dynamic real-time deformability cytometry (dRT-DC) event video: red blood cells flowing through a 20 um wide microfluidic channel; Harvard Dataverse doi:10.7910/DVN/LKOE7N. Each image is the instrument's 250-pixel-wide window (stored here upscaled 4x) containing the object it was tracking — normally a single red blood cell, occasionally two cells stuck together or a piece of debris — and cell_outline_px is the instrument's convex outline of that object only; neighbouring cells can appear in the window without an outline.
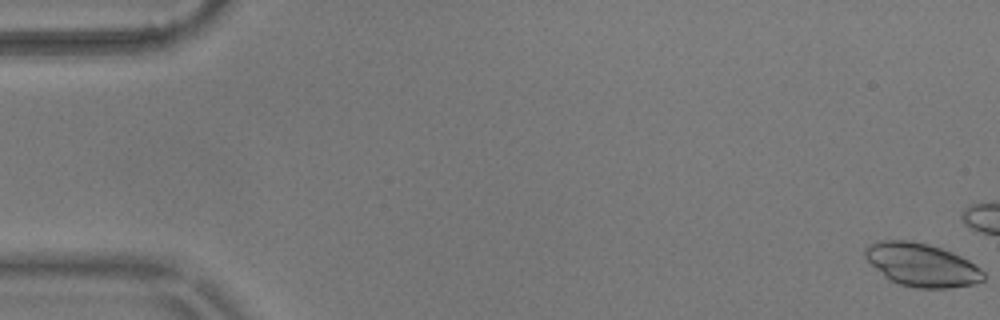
{"species": "common noctule bat (a hibernating species)", "species_latin": "Nyctalus noctula", "temperature_condition": "warm", "stored_images_in_passage": 16, "camera_frame_rate_fps": 3000, "um_per_image_px": 0.085, "animal": {"sex": "male", "body_mass_g": 17.9}, "frame": {"image": 1, "passage_image": 1, "time_ms": 0.0, "image_size_px": [1000, 320], "cell_outline_px": [[984, 280], [976, 284], [948, 288], [916, 288], [900, 284], [888, 280], [864, 256], [864, 248], [880, 240], [908, 240], [928, 244], [952, 252], [968, 260], [980, 268], [984, 272]], "centroid_in_image_um": [78.36, 22.52], "position_along_channel_um": 6.6, "area_um2": 29.71}}